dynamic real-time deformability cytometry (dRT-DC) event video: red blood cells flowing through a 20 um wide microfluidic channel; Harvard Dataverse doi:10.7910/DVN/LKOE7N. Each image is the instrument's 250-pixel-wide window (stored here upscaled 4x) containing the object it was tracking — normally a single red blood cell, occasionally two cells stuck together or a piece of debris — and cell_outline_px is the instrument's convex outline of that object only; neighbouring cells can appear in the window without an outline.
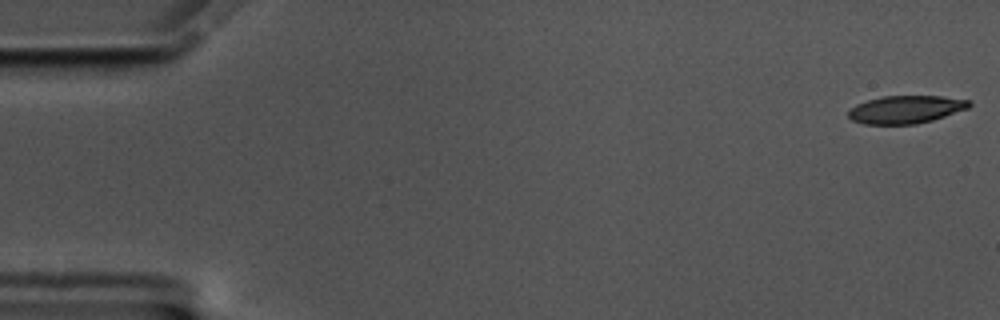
{"species": "common noctule bat (a hibernating species)", "species_latin": "Nyctalus noctula", "temperature_condition": "cold", "stored_images_in_passage": 17, "camera_frame_rate_fps": 3000, "um_per_image_px": 0.085, "animal": {"sex": "male", "body_mass_g": 17.5, "forearm_length_mm": 52.3}, "frame": {"image": 1, "passage_image": 1, "time_ms": 0.0, "image_size_px": [1000, 320], "cell_outline_px": [[972, 104], [968, 108], [932, 120], [916, 124], [864, 124], [852, 120], [848, 116], [848, 112], [856, 104], [880, 96], [940, 96], [972, 100]], "centroid_in_image_um": [77.0, 9.3], "position_along_channel_um": 8.0, "area_um2": 19.54}}
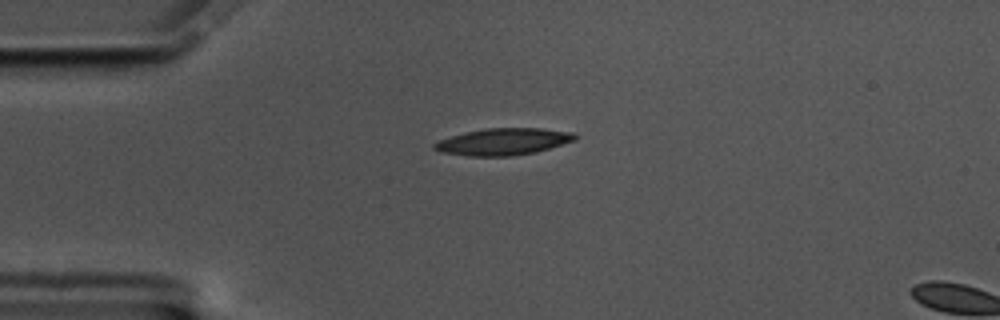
{"frame": {"image": 2, "passage_image": 14, "time_ms": 4.333, "image_size_px": [1000, 320], "cell_outline_px": [[576, 140], [536, 152], [512, 156], [468, 156], [444, 152], [432, 148], [432, 144], [440, 140], [452, 136], [484, 128], [540, 128], [576, 132]], "centroid_in_image_um": [42.82, 12.04], "position_along_channel_um": 42.2, "area_um2": 21.91}}